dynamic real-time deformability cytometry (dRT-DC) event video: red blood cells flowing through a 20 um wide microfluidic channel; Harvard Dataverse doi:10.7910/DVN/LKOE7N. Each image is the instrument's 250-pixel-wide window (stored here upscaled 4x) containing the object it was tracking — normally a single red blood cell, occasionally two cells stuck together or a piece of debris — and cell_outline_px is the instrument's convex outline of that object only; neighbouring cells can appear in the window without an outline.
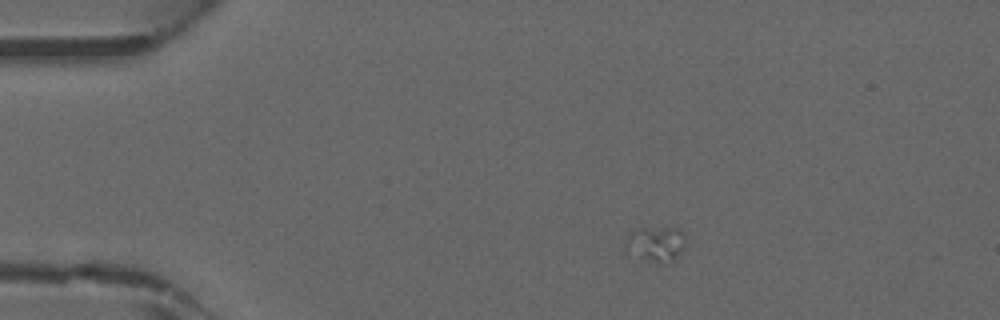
{"species": "common noctule bat (a hibernating species)", "species_latin": "Nyctalus noctula", "temperature_condition": "warm", "stored_images_in_passage": 7, "camera_frame_rate_fps": 3000, "um_per_image_px": 0.085, "animal": {"sex": "male", "forearm_length_mm": 52.5}, "frame": {"image": 1, "passage_image": 1, "time_ms": 0.0, "image_size_px": [1000, 320], "cell_outline_px": [[684, 244], [676, 260], [648, 260], [624, 252], [624, 244], [628, 236], [632, 232], [640, 228], [680, 228], [684, 232]], "centroid_in_image_um": [55.71, 20.7], "position_along_channel_um": 29.3, "area_um2": 12.02}}